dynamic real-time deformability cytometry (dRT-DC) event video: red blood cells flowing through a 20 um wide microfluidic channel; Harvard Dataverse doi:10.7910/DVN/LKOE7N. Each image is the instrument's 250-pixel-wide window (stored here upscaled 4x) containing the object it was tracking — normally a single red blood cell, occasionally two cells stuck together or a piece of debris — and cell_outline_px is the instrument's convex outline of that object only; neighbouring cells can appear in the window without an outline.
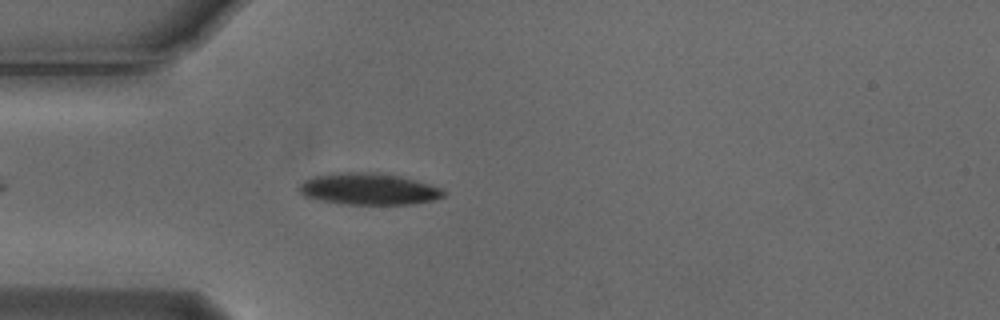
{"species": "Egyptian fruit bat (a non-hibernating species)", "species_latin": "Rousettus aegyptiacus", "temperature_condition": "cold", "stored_images_in_passage": 44, "camera_frame_rate_fps": 3000, "um_per_image_px": 0.085, "animal": {"sex": "male"}, "frame": {"image": 1, "passage_image": 5, "time_ms": 1.333, "image_size_px": [1000, 320], "cell_outline_px": [[448, 192], [444, 196], [436, 200], [412, 204], [344, 204], [320, 200], [304, 196], [296, 188], [304, 180], [312, 176], [336, 172], [380, 172], [400, 176], [428, 184], [440, 188]], "centroid_in_image_um": [31.32, 16.06], "position_along_channel_um": 53.7, "area_um2": 26.88}}
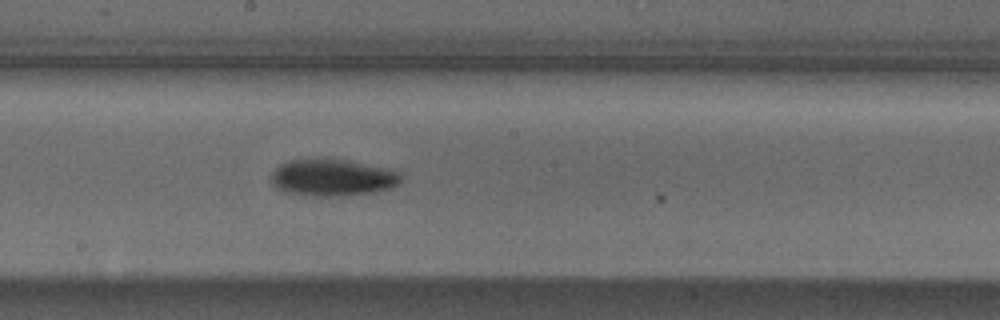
{"frame": {"image": 2, "passage_image": 19, "time_ms": 6.0, "image_size_px": [1000, 320], "cell_outline_px": [[400, 184], [388, 188], [372, 192], [332, 196], [312, 196], [284, 192], [276, 188], [272, 184], [272, 172], [280, 164], [288, 160], [344, 160], [396, 168], [400, 172]], "centroid_in_image_um": [28.29, 15.09], "position_along_channel_um": 219.9, "area_um2": 27.74}}
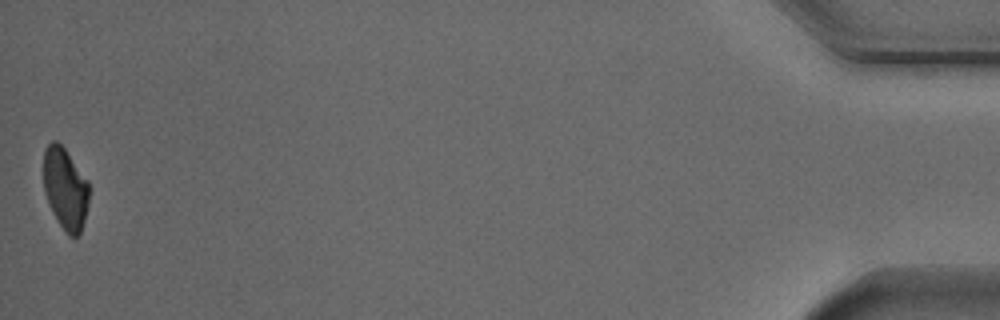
{"frame": {"image": 3, "passage_image": 44, "time_ms": 14.333, "image_size_px": [1000, 320], "cell_outline_px": [[88, 204], [84, 220], [80, 232], [76, 236], [68, 236], [52, 212], [44, 192], [44, 148], [52, 140], [56, 140], [64, 148], [88, 180]], "centroid_in_image_um": [5.54, 16.01], "position_along_channel_um": 429.7, "area_um2": 21.5}, "authors_computed_cell_mechanics": {"area_um2": 25.5765, "velocity_mm_per_s": 3.7258, "shape_relaxation_time_tau1_ms": 2.0761, "shape_relaxation_time_tau2_ms": null, "deformation_change_tau1": 0.1112, "deformation_change_tau2": null}}